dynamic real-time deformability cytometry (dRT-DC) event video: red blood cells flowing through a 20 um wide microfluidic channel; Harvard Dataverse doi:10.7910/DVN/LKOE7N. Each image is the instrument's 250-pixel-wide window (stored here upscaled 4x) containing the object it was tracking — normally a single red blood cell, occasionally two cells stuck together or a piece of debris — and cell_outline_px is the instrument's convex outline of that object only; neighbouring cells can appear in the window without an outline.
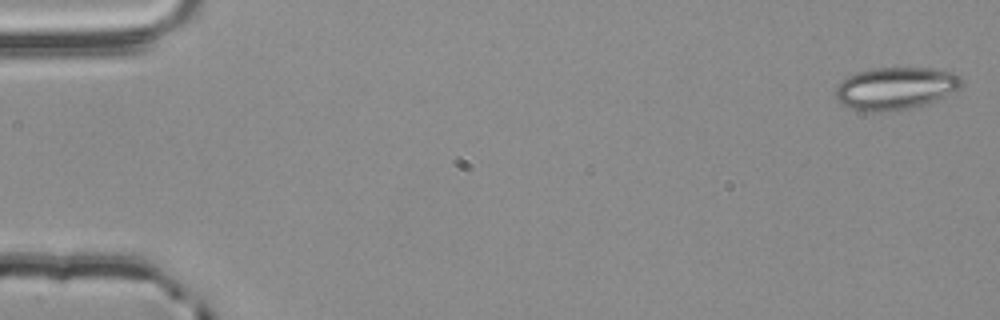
{"species": "common noctule bat (a hibernating species)", "species_latin": "Nyctalus noctula", "temperature_condition": "room temperature", "stored_images_in_passage": 55, "camera_frame_rate_fps": 3000, "um_per_image_px": 0.085, "animal": {"sex": "male", "body_mass_g": 20.4}, "frame": {"image": 1, "passage_image": 2, "time_ms": 0.333, "image_size_px": [1000, 320], "cell_outline_px": [[964, 80], [960, 88], [944, 96], [924, 104], [908, 108], [880, 112], [868, 112], [852, 108], [844, 104], [836, 96], [836, 84], [848, 76], [856, 72], [872, 68], [932, 68], [956, 72]], "centroid_in_image_um": [76.14, 7.48], "position_along_channel_um": 8.9, "area_um2": 31.04}}
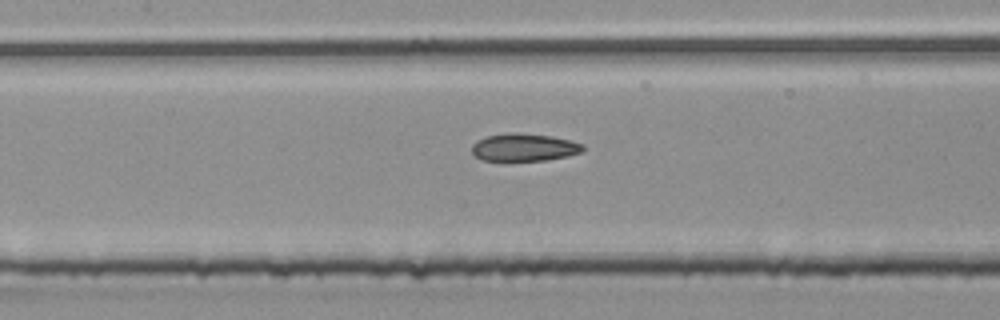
{"frame": {"image": 2, "passage_image": 26, "time_ms": 8.333, "image_size_px": [1000, 320], "cell_outline_px": [[584, 152], [568, 156], [544, 160], [480, 160], [472, 152], [472, 144], [476, 140], [488, 136], [512, 132], [516, 132], [552, 136], [584, 144]], "centroid_in_image_um": [44.56, 12.52], "position_along_channel_um": 162.8, "area_um2": 17.86}}
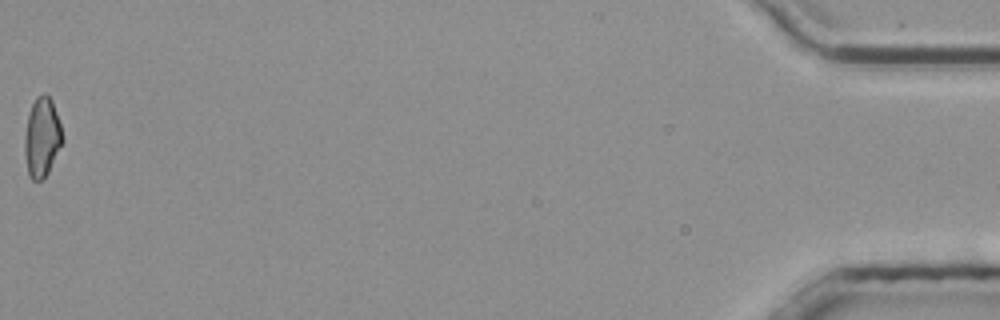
{"frame": {"image": 3, "passage_image": 55, "time_ms": 18.0, "image_size_px": [1000, 320], "cell_outline_px": [[64, 140], [44, 180], [32, 180], [28, 172], [24, 152], [24, 136], [28, 112], [36, 96], [44, 92], [52, 100], [64, 136]], "centroid_in_image_um": [3.56, 11.65], "position_along_channel_um": 431.6, "area_um2": 17.69}, "authors_computed_cell_mechanics": {"area_um2": 18.207, "velocity_mm_per_s": 3.8812, "shape_relaxation_time_tau1_ms": null, "shape_relaxation_time_tau2_ms": 3.9026, "deformation_change_tau1": null, "deformation_change_tau2": 0.092}}